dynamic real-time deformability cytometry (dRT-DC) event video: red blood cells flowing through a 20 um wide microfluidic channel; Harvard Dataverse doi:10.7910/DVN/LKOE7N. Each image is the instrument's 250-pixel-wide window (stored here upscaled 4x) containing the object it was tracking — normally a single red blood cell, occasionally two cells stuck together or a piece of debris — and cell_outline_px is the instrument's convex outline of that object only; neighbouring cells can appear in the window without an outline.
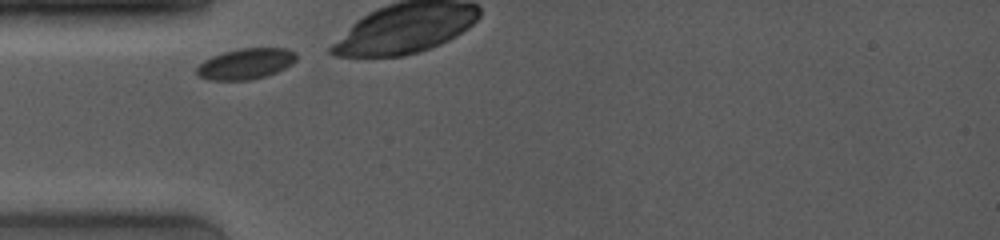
{"species": "common noctule bat (a hibernating species)", "species_latin": "Nyctalus noctula", "temperature_condition": "room temperature", "stored_images_in_passage": 6, "camera_frame_rate_fps": 4000, "um_per_image_px": 0.085, "animal": {"sex": "female", "body_mass_g": 19.0, "forearm_length_mm": 53.3}, "frame": {"image": 1, "passage_image": 1, "time_ms": 0.0, "image_size_px": [1000, 240], "cell_outline_px": [[296, 60], [292, 64], [276, 72], [264, 76], [248, 80], [208, 80], [200, 76], [196, 72], [196, 68], [204, 60], [212, 56], [224, 52], [240, 48], [288, 48], [296, 52]], "centroid_in_image_um": [20.9, 5.41], "position_along_channel_um": 64.1, "area_um2": 17.8}}